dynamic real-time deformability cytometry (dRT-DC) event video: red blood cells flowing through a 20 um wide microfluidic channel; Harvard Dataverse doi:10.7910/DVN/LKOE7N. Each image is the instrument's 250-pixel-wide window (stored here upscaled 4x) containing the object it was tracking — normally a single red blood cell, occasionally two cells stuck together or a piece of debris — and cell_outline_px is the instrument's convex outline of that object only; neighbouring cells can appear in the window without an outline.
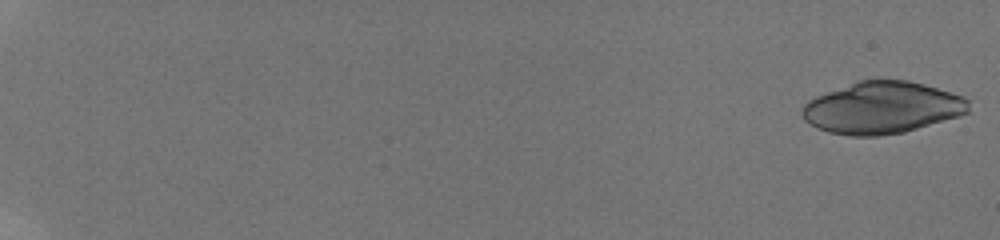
{"species": "human", "species_latin": "Homo sapiens", "temperature_condition": "room temperature", "stored_images_in_passage": 16, "camera_frame_rate_fps": 3000, "um_per_image_px": 0.085, "donor": {"sex": "male"}, "frame": {"image": 1, "passage_image": 1, "time_ms": 0.0, "image_size_px": [1000, 240], "cell_outline_px": [[968, 112], [960, 116], [904, 132], [880, 136], [852, 136], [828, 132], [816, 128], [804, 120], [800, 112], [804, 104], [808, 100], [816, 96], [856, 80], [908, 80], [924, 84], [964, 96], [968, 100]], "centroid_in_image_um": [74.95, 9.16], "position_along_channel_um": 10.1, "area_um2": 50.58}}
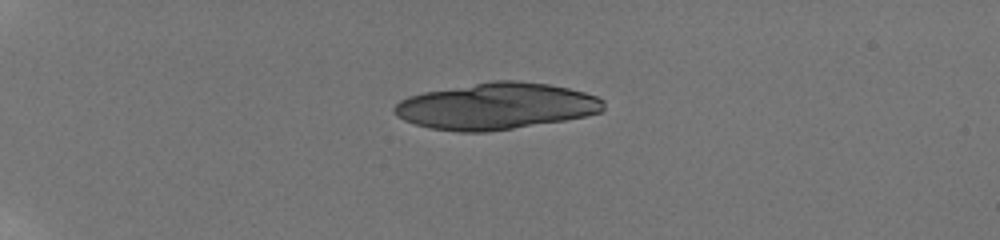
{"frame": {"image": 2, "passage_image": 9, "time_ms": 5.333, "image_size_px": [1000, 240], "cell_outline_px": [[604, 108], [600, 112], [584, 116], [564, 120], [488, 132], [460, 132], [428, 128], [404, 120], [396, 116], [392, 112], [392, 108], [400, 100], [408, 96], [424, 92], [492, 80], [516, 80], [548, 84], [568, 88], [584, 92], [596, 96], [604, 100]], "centroid_in_image_um": [42.14, 9.02], "position_along_channel_um": 42.9, "area_um2": 56.7}}